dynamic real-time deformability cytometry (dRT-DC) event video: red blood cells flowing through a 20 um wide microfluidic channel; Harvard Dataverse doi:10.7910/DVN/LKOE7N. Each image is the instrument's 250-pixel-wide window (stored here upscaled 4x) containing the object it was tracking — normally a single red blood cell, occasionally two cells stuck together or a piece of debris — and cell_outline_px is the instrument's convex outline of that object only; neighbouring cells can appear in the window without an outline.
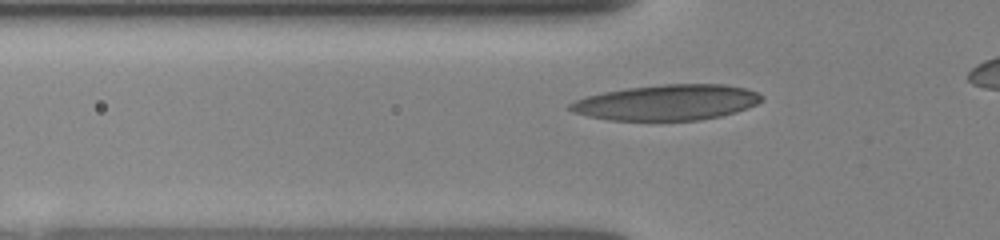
{"species": "human", "species_latin": "Homo sapiens", "temperature_condition": "room temperature", "stored_images_in_passage": 22, "camera_frame_rate_fps": 3000, "um_per_image_px": 0.085, "donor": {"sex": "female"}, "frame": {"image": 1, "passage_image": 7, "time_ms": 2.333, "image_size_px": [1000, 240], "cell_outline_px": [[764, 100], [748, 108], [736, 112], [720, 116], [700, 120], [608, 120], [588, 116], [572, 112], [568, 108], [568, 104], [584, 96], [604, 92], [628, 88], [664, 84], [724, 84], [748, 88], [764, 96]], "centroid_in_image_um": [56.71, 8.7], "position_along_channel_um": 69.1, "area_um2": 39.88}}
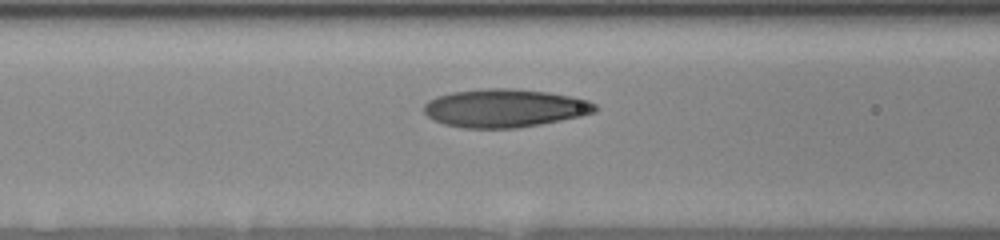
{"frame": {"image": 2, "passage_image": 11, "time_ms": 3.667, "image_size_px": [1000, 240], "cell_outline_px": [[596, 112], [580, 116], [540, 124], [516, 128], [460, 128], [444, 124], [432, 120], [424, 112], [424, 104], [428, 100], [436, 96], [452, 92], [484, 88], [508, 88], [548, 92], [588, 100], [596, 104]], "centroid_in_image_um": [42.85, 9.19], "position_along_channel_um": 123.7, "area_um2": 38.15}}
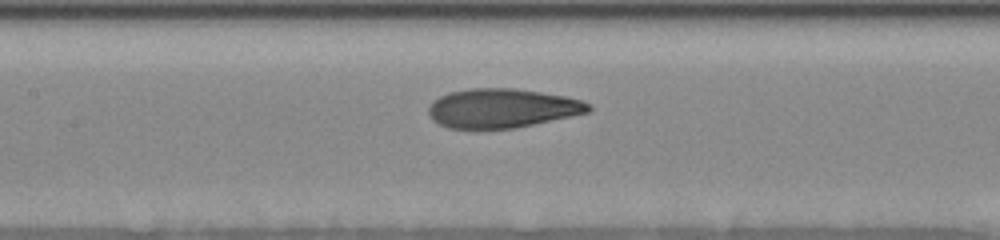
{"frame": {"image": 3, "passage_image": 18, "time_ms": 4.667, "image_size_px": [1000, 240], "cell_outline_px": [[592, 108], [588, 112], [572, 116], [516, 128], [448, 128], [432, 120], [428, 112], [428, 108], [432, 100], [448, 92], [468, 88], [516, 88], [564, 96], [580, 100], [592, 104]], "centroid_in_image_um": [42.66, 9.19], "position_along_channel_um": 164.7, "area_um2": 36.59}}